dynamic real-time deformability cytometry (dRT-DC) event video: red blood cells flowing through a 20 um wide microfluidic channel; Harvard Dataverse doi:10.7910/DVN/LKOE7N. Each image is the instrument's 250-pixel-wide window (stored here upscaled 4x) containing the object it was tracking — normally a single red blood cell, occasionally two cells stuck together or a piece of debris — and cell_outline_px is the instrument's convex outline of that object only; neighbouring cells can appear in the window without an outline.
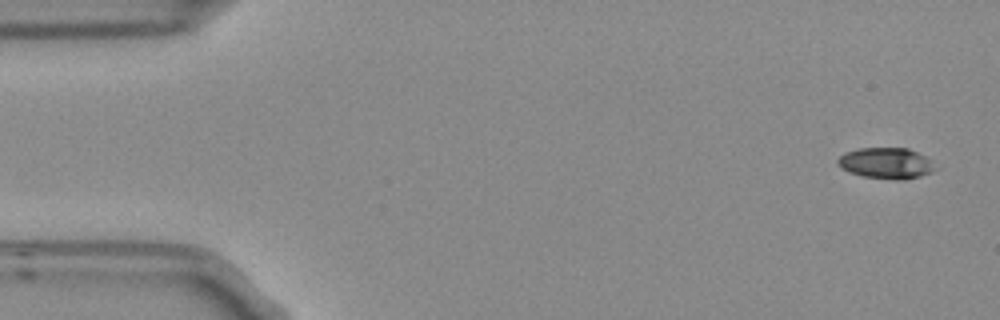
{"species": "Egyptian fruit bat (a non-hibernating species)", "species_latin": "Rousettus aegyptiacus", "temperature_condition": "room temperature", "stored_images_in_passage": 7, "camera_frame_rate_fps": 3000, "um_per_image_px": 0.085, "frame": {"image": 1, "passage_image": 1, "time_ms": 0.0, "image_size_px": [1000, 320], "cell_outline_px": [[932, 172], [920, 176], [904, 180], [892, 180], [864, 176], [848, 172], [840, 168], [836, 164], [836, 160], [844, 152], [860, 148], [908, 148], [924, 156], [928, 160], [932, 168]], "centroid_in_image_um": [75.22, 13.88], "position_along_channel_um": 9.8, "area_um2": 17.46}}
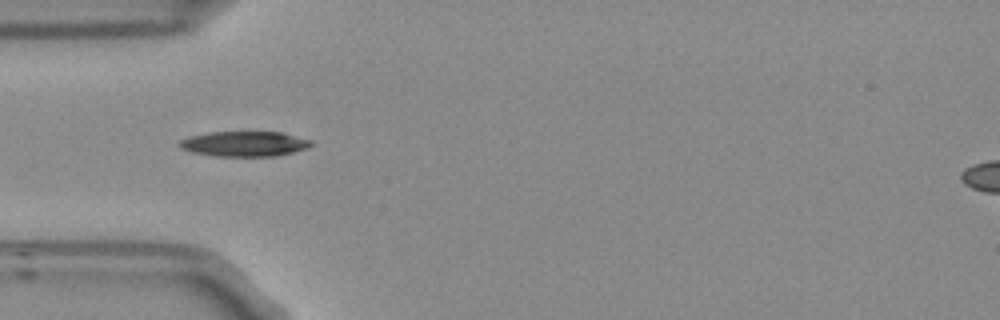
{"frame": {"image": 2, "passage_image": 5, "time_ms": 1.333, "image_size_px": [1000, 320], "cell_outline_px": [[312, 144], [308, 148], [292, 152], [272, 156], [216, 156], [192, 152], [180, 148], [176, 144], [180, 140], [188, 136], [208, 132], [280, 132], [312, 140]], "centroid_in_image_um": [20.72, 12.22], "position_along_channel_um": 64.3, "area_um2": 19.31}}